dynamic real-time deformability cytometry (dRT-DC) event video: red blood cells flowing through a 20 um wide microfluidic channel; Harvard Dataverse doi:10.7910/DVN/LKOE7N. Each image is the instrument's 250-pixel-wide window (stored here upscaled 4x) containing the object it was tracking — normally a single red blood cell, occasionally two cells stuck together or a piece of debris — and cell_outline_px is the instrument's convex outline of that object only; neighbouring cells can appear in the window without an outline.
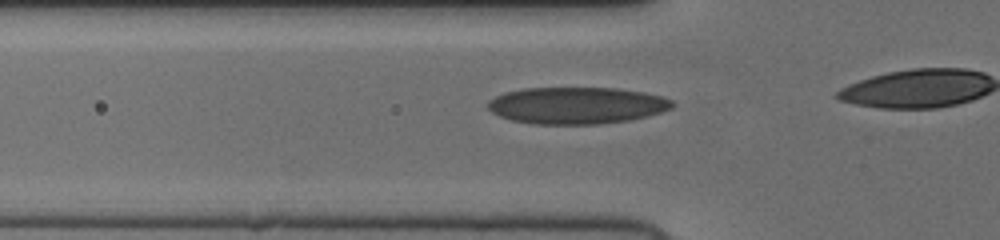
{"species": "human", "species_latin": "Homo sapiens", "temperature_condition": "cold", "stored_images_in_passage": 19, "camera_frame_rate_fps": 3000, "um_per_image_px": 0.085, "donor": {"sex": "female"}, "frame": {"image": 1, "passage_image": 14, "time_ms": 4.333, "image_size_px": [1000, 240], "cell_outline_px": [[676, 104], [672, 108], [648, 116], [628, 120], [600, 124], [532, 124], [512, 120], [500, 116], [492, 112], [488, 108], [488, 100], [504, 92], [524, 88], [616, 88], [644, 92], [664, 96], [672, 100]], "centroid_in_image_um": [49.04, 8.96], "position_along_channel_um": 76.8, "area_um2": 39.77}}
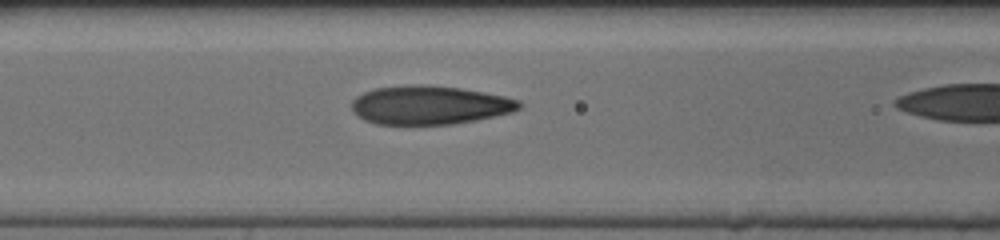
{"frame": {"image": 2, "passage_image": 18, "time_ms": 5.667, "image_size_px": [1000, 240], "cell_outline_px": [[524, 104], [520, 108], [512, 112], [476, 120], [452, 124], [376, 124], [364, 120], [356, 116], [352, 112], [352, 100], [356, 96], [364, 92], [376, 88], [412, 84], [428, 84], [460, 88], [484, 92], [504, 96], [520, 100]], "centroid_in_image_um": [36.51, 8.93], "position_along_channel_um": 130.1, "area_um2": 38.03}}